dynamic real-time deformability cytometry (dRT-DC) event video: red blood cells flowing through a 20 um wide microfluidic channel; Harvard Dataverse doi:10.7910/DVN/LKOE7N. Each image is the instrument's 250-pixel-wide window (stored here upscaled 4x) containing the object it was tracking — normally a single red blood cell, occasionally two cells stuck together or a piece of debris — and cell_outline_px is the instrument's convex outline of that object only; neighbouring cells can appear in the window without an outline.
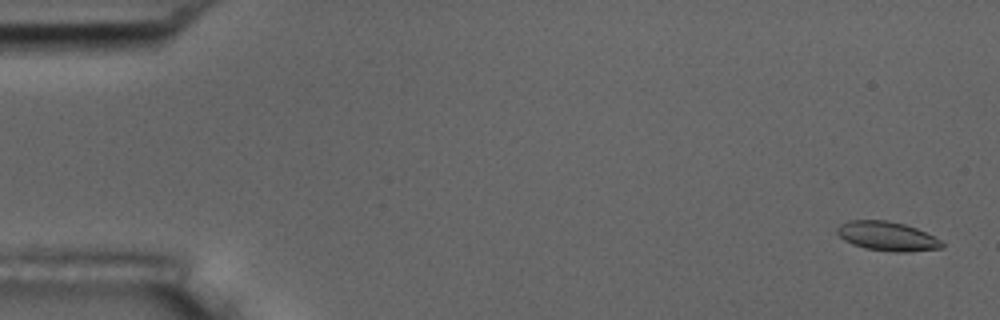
{"species": "common noctule bat (a hibernating species)", "species_latin": "Nyctalus noctula", "temperature_condition": "room temperature", "stored_images_in_passage": 5, "camera_frame_rate_fps": 3000, "um_per_image_px": 0.085, "animal": {"sex": "male", "body_mass_g": 17.5, "forearm_length_mm": 52.3}, "frame": {"image": 1, "passage_image": 1, "time_ms": 0.0, "image_size_px": [1000, 320], "cell_outline_px": [[944, 248], [908, 252], [896, 252], [864, 248], [852, 244], [844, 240], [836, 232], [836, 228], [840, 224], [848, 220], [888, 220], [904, 224], [916, 228], [940, 240], [944, 244]], "centroid_in_image_um": [75.39, 20.08], "position_along_channel_um": 9.6, "area_um2": 17.86}}
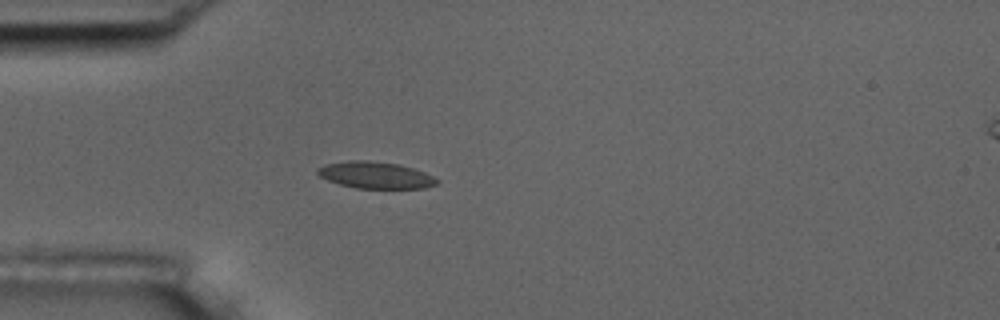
{"frame": {"image": 2, "passage_image": 5, "time_ms": 4.667, "image_size_px": [1000, 320], "cell_outline_px": [[440, 180], [436, 184], [424, 188], [356, 188], [340, 184], [328, 180], [320, 176], [316, 172], [316, 168], [324, 164], [348, 160], [368, 160], [400, 164], [424, 172]], "centroid_in_image_um": [31.89, 14.87], "position_along_channel_um": 53.1, "area_um2": 18.61}}